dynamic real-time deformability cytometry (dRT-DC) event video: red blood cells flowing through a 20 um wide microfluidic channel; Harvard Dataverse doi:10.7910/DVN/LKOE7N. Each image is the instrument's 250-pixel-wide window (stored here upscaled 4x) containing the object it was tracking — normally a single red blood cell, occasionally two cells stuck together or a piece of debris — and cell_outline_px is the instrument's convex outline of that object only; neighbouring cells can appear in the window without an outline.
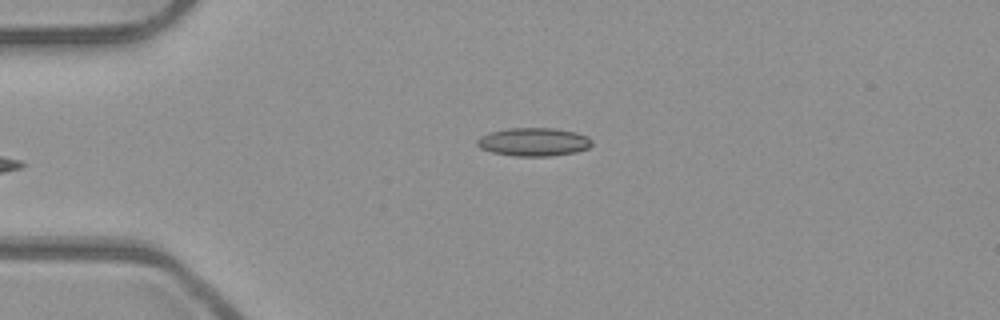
{"species": "common noctule bat (a hibernating species)", "species_latin": "Nyctalus noctula", "temperature_condition": "room temperature", "stored_images_in_passage": 5, "camera_frame_rate_fps": 3000, "um_per_image_px": 0.085, "animal": {"sex": "male", "body_mass_g": 23.1, "forearm_length_mm": 52.7}, "frame": {"image": 1, "passage_image": 5, "time_ms": 1.333, "image_size_px": [1000, 320], "cell_outline_px": [[592, 144], [588, 148], [576, 152], [548, 156], [516, 156], [492, 152], [480, 148], [476, 144], [476, 140], [480, 136], [488, 132], [508, 128], [556, 128], [576, 132], [588, 136], [592, 140]], "centroid_in_image_um": [45.35, 12.05], "position_along_channel_um": 39.6, "area_um2": 19.07}}